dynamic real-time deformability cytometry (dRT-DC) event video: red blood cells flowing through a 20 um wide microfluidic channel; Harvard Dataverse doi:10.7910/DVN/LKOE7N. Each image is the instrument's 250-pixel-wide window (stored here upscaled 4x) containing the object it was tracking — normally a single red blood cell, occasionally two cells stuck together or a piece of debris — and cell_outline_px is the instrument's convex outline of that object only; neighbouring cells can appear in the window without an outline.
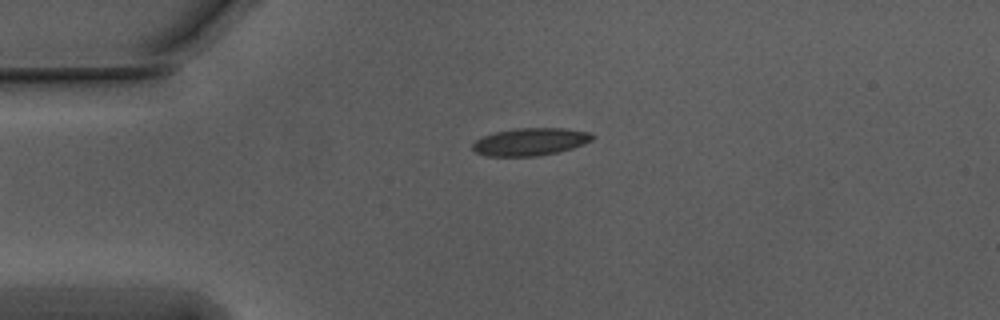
{"species": "Egyptian fruit bat (a non-hibernating species)", "species_latin": "Rousettus aegyptiacus", "temperature_condition": "warm", "stored_images_in_passage": 34, "camera_frame_rate_fps": 3000, "um_per_image_px": 0.085, "animal": {"sex": "male"}, "frame": {"image": 1, "passage_image": 1, "time_ms": 0.0, "image_size_px": [1000, 320], "cell_outline_px": [[596, 136], [592, 140], [584, 144], [572, 148], [556, 152], [536, 156], [488, 156], [476, 152], [472, 148], [472, 144], [476, 140], [484, 136], [496, 132], [516, 128], [564, 128], [588, 132]], "centroid_in_image_um": [45.09, 12.04], "position_along_channel_um": 39.9, "area_um2": 19.07}}
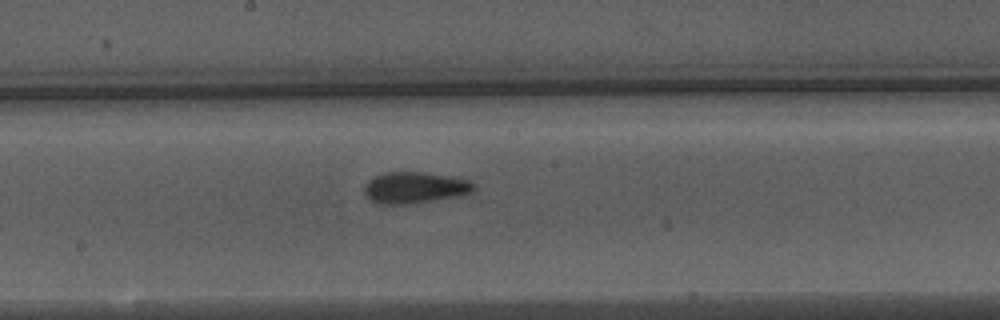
{"frame": {"image": 2, "passage_image": 17, "time_ms": 5.333, "image_size_px": [1000, 320], "cell_outline_px": [[476, 188], [472, 192], [456, 196], [408, 204], [376, 204], [364, 192], [364, 188], [368, 180], [384, 172], [424, 172], [452, 176], [468, 180], [476, 184]], "centroid_in_image_um": [35.27, 15.94], "position_along_channel_um": 212.9, "area_um2": 19.94}}
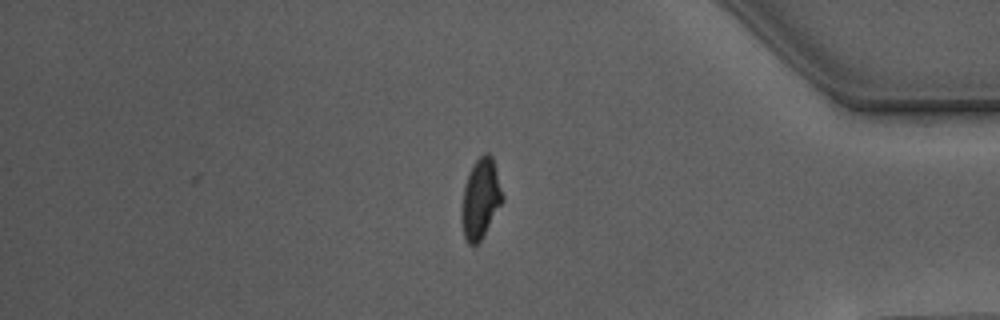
{"frame": {"image": 3, "passage_image": 34, "time_ms": 11.0, "image_size_px": [1000, 320], "cell_outline_px": [[504, 200], [480, 240], [476, 244], [468, 244], [464, 236], [460, 216], [460, 212], [464, 188], [468, 172], [472, 164], [484, 152], [488, 152], [492, 156], [504, 196]], "centroid_in_image_um": [40.84, 16.86], "position_along_channel_um": 394.4, "area_um2": 19.07}, "authors_computed_cell_mechanics": {"area_um2": 19.3341, "velocity_mm_per_s": 3.7541, "shape_relaxation_time_tau1_ms": 4.6008, "shape_relaxation_time_tau2_ms": 1.314, "deformation_change_tau1": 0.1712, "deformation_change_tau2": 0.0833}}